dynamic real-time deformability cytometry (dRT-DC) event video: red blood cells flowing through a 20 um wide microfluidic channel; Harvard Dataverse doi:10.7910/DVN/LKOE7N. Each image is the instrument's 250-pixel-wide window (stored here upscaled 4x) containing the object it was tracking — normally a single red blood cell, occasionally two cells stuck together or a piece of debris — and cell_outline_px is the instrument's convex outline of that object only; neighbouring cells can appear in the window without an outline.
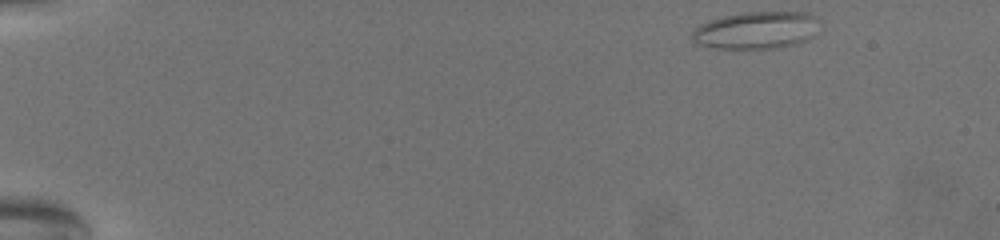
{"species": "common noctule bat (a hibernating species)", "species_latin": "Nyctalus noctula", "temperature_condition": "warm", "stored_images_in_passage": 63, "camera_frame_rate_fps": 3000, "um_per_image_px": 0.085, "animal": {"sex": "female", "body_mass_g": 19.5, "forearm_length_mm": 54.1}, "frame": {"image": 1, "passage_image": 1, "time_ms": 0.0, "image_size_px": [1000, 240], "cell_outline_px": [[816, 16], [812, 36], [804, 40], [792, 44], [776, 48], [712, 48], [700, 44], [692, 40], [692, 32], [700, 24], [708, 20], [724, 16], [744, 12], [808, 12]], "centroid_in_image_um": [64.21, 2.56], "position_along_channel_um": 20.8, "area_um2": 27.17}}
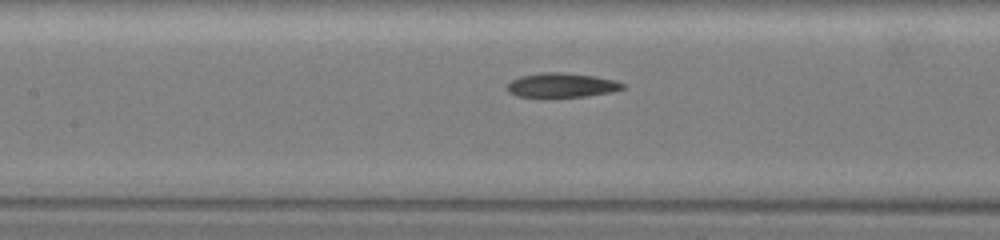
{"frame": {"image": 2, "passage_image": 28, "time_ms": 9.0, "image_size_px": [1000, 240], "cell_outline_px": [[624, 88], [612, 92], [588, 96], [544, 100], [540, 100], [516, 96], [508, 92], [508, 84], [512, 80], [520, 76], [540, 72], [564, 72], [596, 76], [616, 80], [624, 84]], "centroid_in_image_um": [47.7, 7.29], "position_along_channel_um": 159.7, "area_um2": 17.4}}
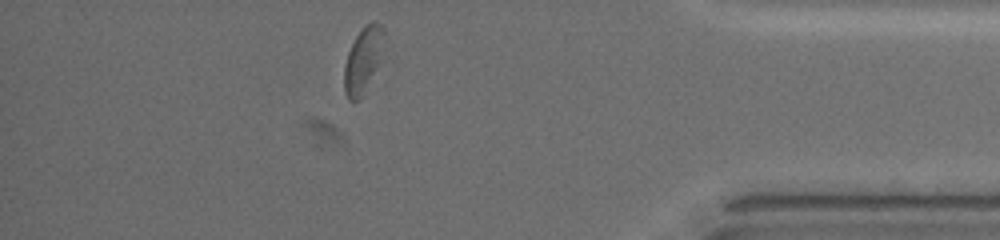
{"frame": {"image": 3, "passage_image": 55, "time_ms": 18.0, "image_size_px": [1000, 240], "cell_outline_px": [[384, 32], [380, 64], [360, 100], [348, 100], [344, 92], [344, 64], [348, 52], [356, 36], [372, 20], [376, 20], [384, 28]], "centroid_in_image_um": [30.86, 5.13], "position_along_channel_um": 404.3, "area_um2": 15.26}, "authors_computed_cell_mechanics": {"area_um2": 17.3978, "velocity_mm_per_s": 3.0376, "shape_relaxation_time_tau1_ms": 7.1308, "shape_relaxation_time_tau2_ms": 2.8965, "deformation_change_tau1": 0.1498, "deformation_change_tau2": 0.0963}}